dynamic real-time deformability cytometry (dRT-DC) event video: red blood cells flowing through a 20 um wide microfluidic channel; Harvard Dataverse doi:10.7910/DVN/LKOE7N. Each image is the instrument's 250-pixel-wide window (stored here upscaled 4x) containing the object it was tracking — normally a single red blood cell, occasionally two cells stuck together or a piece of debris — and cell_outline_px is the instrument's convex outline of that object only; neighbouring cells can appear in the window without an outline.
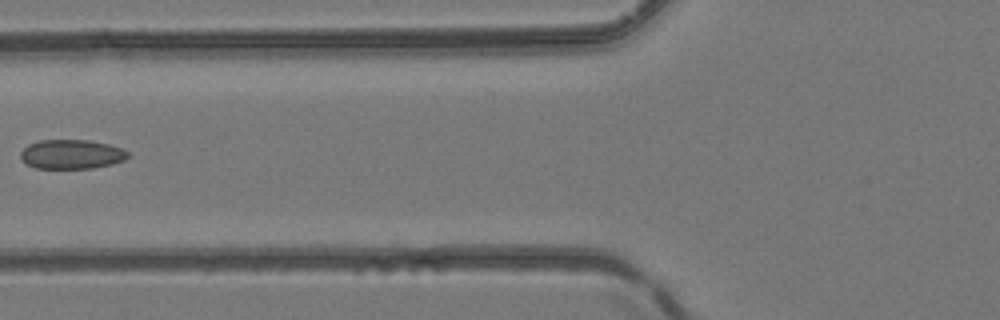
{"species": "common noctule bat (a hibernating species)", "species_latin": "Nyctalus noctula", "temperature_condition": "room temperature", "stored_images_in_passage": 2, "camera_frame_rate_fps": 3000, "um_per_image_px": 0.085, "animal": {"sex": "female", "body_mass_g": 24.6, "forearm_length_mm": 56.2}, "frame": {"image": 1, "passage_image": 2, "time_ms": 0.333, "image_size_px": [1000, 320], "cell_outline_px": [[128, 156], [124, 160], [112, 164], [92, 168], [36, 168], [28, 164], [20, 156], [20, 152], [28, 144], [40, 140], [88, 140], [108, 144], [120, 148], [128, 152]], "centroid_in_image_um": [6.07, 13.11], "position_along_channel_um": 119.7, "area_um2": 18.15}}